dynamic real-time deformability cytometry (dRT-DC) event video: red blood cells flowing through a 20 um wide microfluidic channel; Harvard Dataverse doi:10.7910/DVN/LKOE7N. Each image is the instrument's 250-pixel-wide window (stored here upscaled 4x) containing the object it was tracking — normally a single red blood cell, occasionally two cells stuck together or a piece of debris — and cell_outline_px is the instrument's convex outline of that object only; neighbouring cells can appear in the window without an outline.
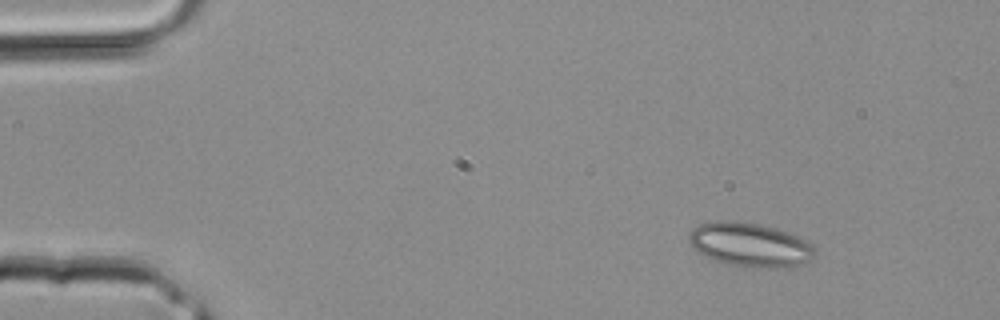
{"species": "common noctule bat (a hibernating species)", "species_latin": "Nyctalus noctula", "temperature_condition": "room temperature", "stored_images_in_passage": 3, "camera_frame_rate_fps": 3000, "um_per_image_px": 0.085, "animal": {"sex": "male", "body_mass_g": 20.4}, "frame": {"image": 1, "passage_image": 1, "time_ms": 0.0, "image_size_px": [1000, 320], "cell_outline_px": [[816, 252], [808, 260], [800, 264], [784, 268], [756, 268], [728, 264], [716, 260], [700, 252], [688, 240], [688, 232], [692, 228], [700, 224], [720, 220], [732, 220], [760, 224], [776, 228], [800, 236]], "centroid_in_image_um": [63.73, 20.79], "position_along_channel_um": 21.3, "area_um2": 32.02}}